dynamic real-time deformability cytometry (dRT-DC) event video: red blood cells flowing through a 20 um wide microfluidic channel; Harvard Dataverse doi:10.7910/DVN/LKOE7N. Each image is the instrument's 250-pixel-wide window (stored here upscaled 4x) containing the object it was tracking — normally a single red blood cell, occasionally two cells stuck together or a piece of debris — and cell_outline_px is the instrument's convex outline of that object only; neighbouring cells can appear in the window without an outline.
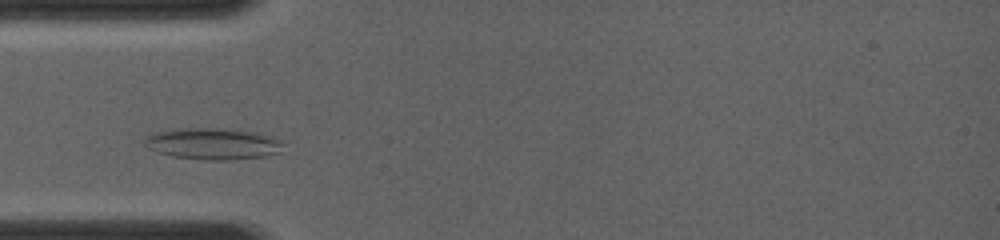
{"species": "common noctule bat (a hibernating species)", "species_latin": "Nyctalus noctula", "temperature_condition": "room temperature", "stored_images_in_passage": 7, "camera_frame_rate_fps": 4000, "um_per_image_px": 0.085, "animal": {"sex": "female", "body_mass_g": 19.0, "forearm_length_mm": 56.7}, "frame": {"image": 1, "passage_image": 5, "time_ms": 1.5, "image_size_px": [1000, 240], "cell_outline_px": [[284, 144], [276, 152], [264, 156], [232, 160], [208, 160], [172, 156], [156, 152], [148, 148], [144, 144], [144, 140], [148, 136], [156, 132], [176, 128], [216, 128], [248, 132], [280, 140]], "centroid_in_image_um": [17.99, 12.23], "position_along_channel_um": 67.0, "area_um2": 24.85}}